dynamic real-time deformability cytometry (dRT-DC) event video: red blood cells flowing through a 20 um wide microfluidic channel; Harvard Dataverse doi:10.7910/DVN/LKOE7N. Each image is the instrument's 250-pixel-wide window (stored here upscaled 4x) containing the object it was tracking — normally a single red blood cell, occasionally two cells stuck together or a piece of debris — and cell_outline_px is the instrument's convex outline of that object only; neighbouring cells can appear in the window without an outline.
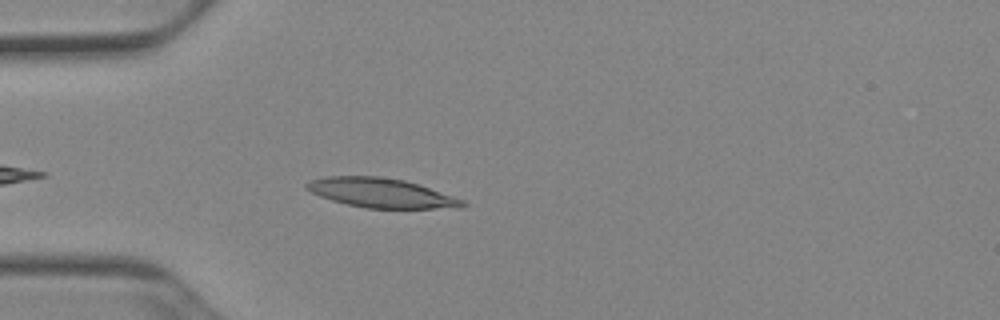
{"species": "Egyptian fruit bat (a non-hibernating species)", "species_latin": "Rousettus aegyptiacus", "temperature_condition": "cold", "stored_images_in_passage": 39, "camera_frame_rate_fps": 3000, "um_per_image_px": 0.085, "animal": {"sex": "female"}, "frame": {"image": 1, "passage_image": 5, "time_ms": 1.333, "image_size_px": [1000, 320], "cell_outline_px": [[468, 204], [432, 208], [364, 208], [332, 200], [320, 196], [304, 188], [304, 184], [312, 180], [324, 176], [380, 176], [404, 180], [464, 200]], "centroid_in_image_um": [32.27, 16.38], "position_along_channel_um": 52.7, "area_um2": 26.07}}
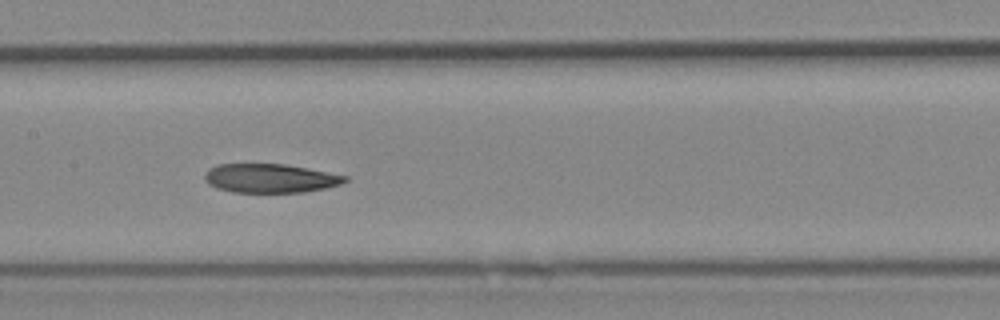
{"frame": {"image": 2, "passage_image": 16, "time_ms": 5.0, "image_size_px": [1000, 320], "cell_outline_px": [[348, 180], [340, 184], [324, 188], [304, 192], [232, 192], [216, 188], [208, 184], [204, 180], [204, 176], [208, 168], [216, 164], [284, 164], [308, 168], [348, 176]], "centroid_in_image_um": [22.93, 15.15], "position_along_channel_um": 184.5, "area_um2": 23.7}}
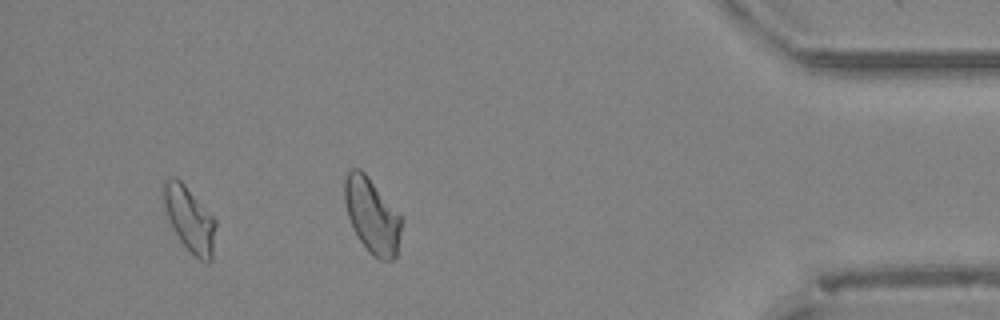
{"frame": {"image": 3, "passage_image": 36, "time_ms": 11.667, "image_size_px": [1000, 320], "cell_outline_px": [[216, 228], [212, 260], [208, 264], [200, 260], [180, 240], [168, 216], [160, 192], [160, 188], [164, 180], [168, 176], [176, 176], [184, 184], [216, 220]], "centroid_in_image_um": [16.1, 18.57], "position_along_channel_um": 419.1, "area_um2": 19.71}}